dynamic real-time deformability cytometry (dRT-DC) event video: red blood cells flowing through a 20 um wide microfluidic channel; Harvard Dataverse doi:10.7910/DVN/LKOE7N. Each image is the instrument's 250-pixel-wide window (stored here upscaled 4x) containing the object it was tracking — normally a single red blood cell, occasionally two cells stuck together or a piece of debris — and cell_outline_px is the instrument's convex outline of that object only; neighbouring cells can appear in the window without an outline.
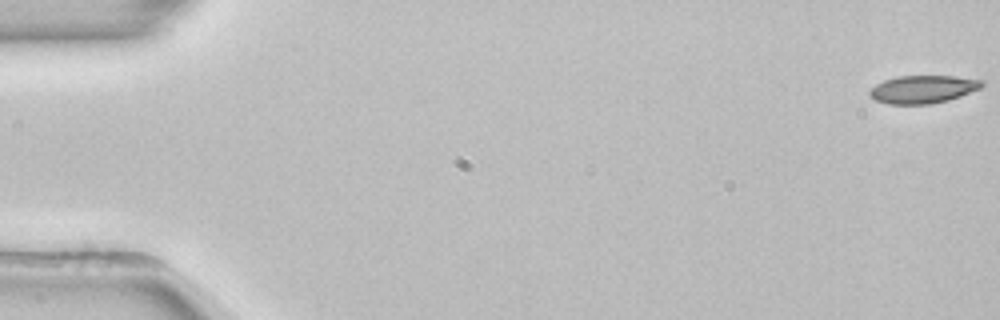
{"species": "common noctule bat (a hibernating species)", "species_latin": "Nyctalus noctula", "temperature_condition": "room temperature", "stored_images_in_passage": 54, "camera_frame_rate_fps": 3000, "um_per_image_px": 0.085, "animal": {"sex": "female", "body_mass_g": 22.7, "forearm_length_mm": 54.2}, "frame": {"image": 1, "passage_image": 1, "time_ms": 0.0, "image_size_px": [1000, 320], "cell_outline_px": [[984, 84], [980, 88], [960, 96], [948, 100], [928, 104], [888, 104], [876, 100], [868, 96], [868, 92], [876, 84], [884, 80], [896, 76], [952, 76], [984, 80]], "centroid_in_image_um": [78.42, 7.58], "position_along_channel_um": 6.6, "area_um2": 18.21}}
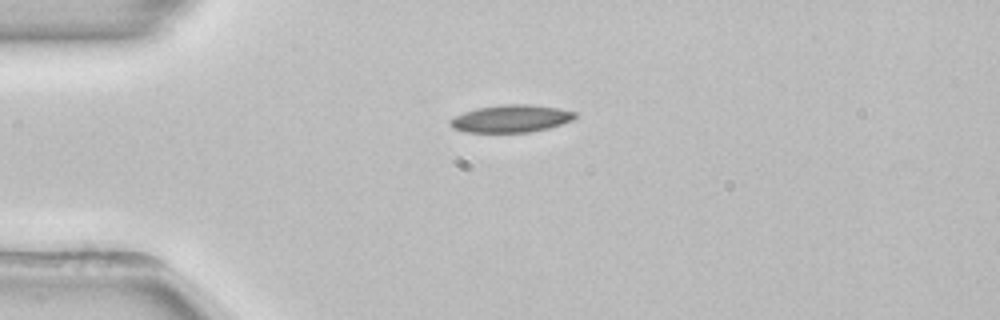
{"frame": {"image": 2, "passage_image": 14, "time_ms": 4.333, "image_size_px": [1000, 320], "cell_outline_px": [[576, 116], [572, 120], [548, 128], [528, 132], [464, 132], [452, 128], [448, 124], [448, 120], [464, 112], [476, 108], [504, 104], [532, 104], [560, 108], [576, 112]], "centroid_in_image_um": [43.41, 10.07], "position_along_channel_um": 41.6, "area_um2": 20.06}}
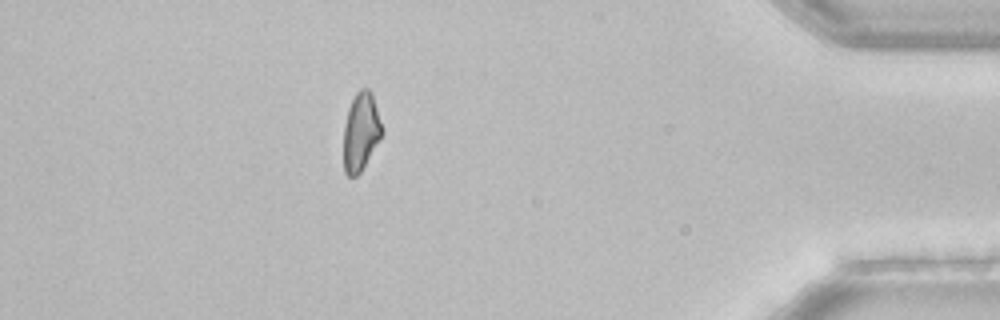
{"frame": {"image": 3, "passage_image": 48, "time_ms": 15.667, "image_size_px": [1000, 320], "cell_outline_px": [[384, 132], [380, 140], [360, 172], [356, 176], [348, 176], [344, 172], [344, 128], [348, 108], [356, 92], [360, 88], [368, 88], [372, 92], [384, 128]], "centroid_in_image_um": [30.7, 11.17], "position_along_channel_um": 404.5, "area_um2": 17.69}, "authors_computed_cell_mechanics": {"area_um2": 18.6116, "velocity_mm_per_s": 3.8508, "shape_relaxation_time_tau1_ms": 3.9961, "shape_relaxation_time_tau2_ms": null, "deformation_change_tau1": 0.1256, "deformation_change_tau2": null}}